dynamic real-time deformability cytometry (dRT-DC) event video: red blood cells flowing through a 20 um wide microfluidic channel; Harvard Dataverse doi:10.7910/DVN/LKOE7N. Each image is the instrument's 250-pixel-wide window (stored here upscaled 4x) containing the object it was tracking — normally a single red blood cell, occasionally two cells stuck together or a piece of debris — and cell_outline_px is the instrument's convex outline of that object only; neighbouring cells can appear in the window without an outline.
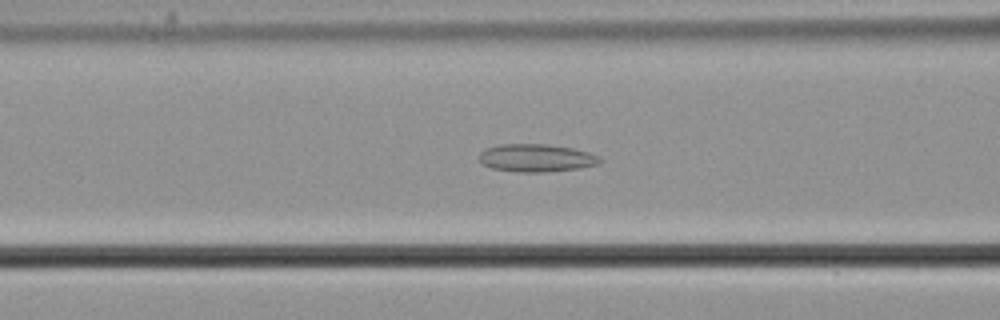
{"species": "common noctule bat (a hibernating species)", "species_latin": "Nyctalus noctula", "temperature_condition": "cold", "stored_images_in_passage": 57, "camera_frame_rate_fps": 3000, "um_per_image_px": 0.085, "animal": {"sex": "male", "body_mass_g": 21.5, "forearm_length_mm": 52.0}, "frame": {"image": 1, "passage_image": 24, "time_ms": 7.667, "image_size_px": [1000, 320], "cell_outline_px": [[604, 160], [596, 164], [580, 168], [544, 172], [516, 172], [492, 168], [484, 164], [480, 160], [480, 152], [484, 148], [500, 144], [548, 144], [572, 148], [588, 152], [600, 156]], "centroid_in_image_um": [45.59, 13.42], "position_along_channel_um": 121.0, "area_um2": 19.59}}
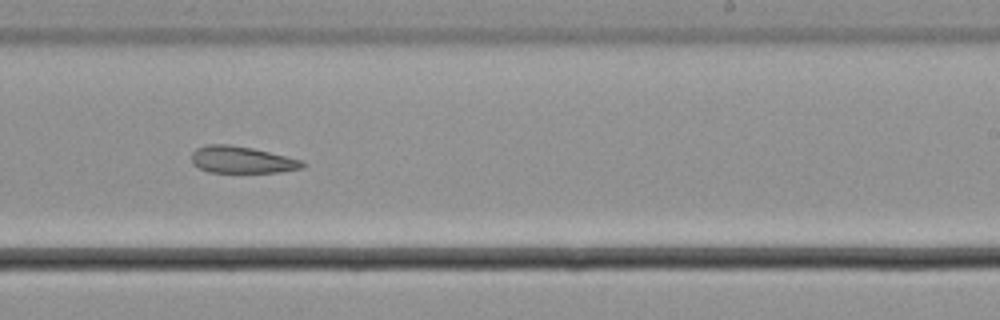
{"frame": {"image": 2, "passage_image": 36, "time_ms": 11.667, "image_size_px": [1000, 320], "cell_outline_px": [[304, 168], [280, 172], [208, 172], [196, 168], [192, 164], [192, 152], [196, 148], [208, 144], [228, 144], [252, 148], [304, 160]], "centroid_in_image_um": [20.54, 13.58], "position_along_channel_um": 268.5, "area_um2": 17.51}}
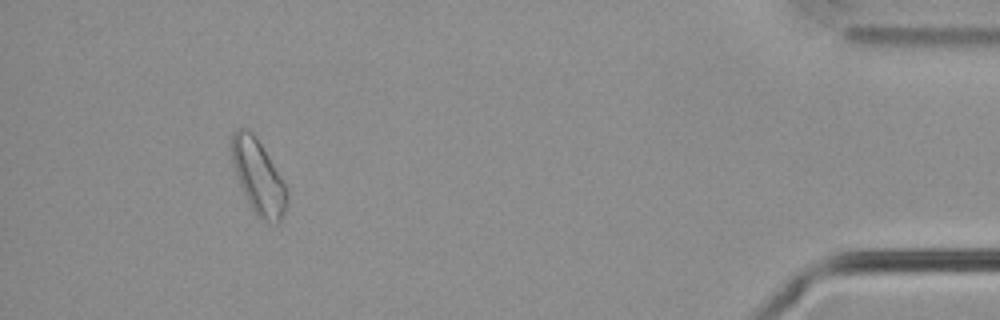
{"frame": {"image": 3, "passage_image": 53, "time_ms": 17.333, "image_size_px": [1000, 320], "cell_outline_px": [[288, 204], [280, 220], [276, 224], [260, 220], [256, 216], [240, 184], [232, 160], [232, 132], [236, 128], [248, 128], [252, 132], [260, 144], [284, 184], [288, 192]], "centroid_in_image_um": [21.96, 15.06], "position_along_channel_um": 413.2, "area_um2": 23.24}, "authors_computed_cell_mechanics": {"area_um2": 21.7328, "velocity_mm_per_s": 3.6888, "shape_relaxation_time_tau1_ms": null, "shape_relaxation_time_tau2_ms": 3.5915, "deformation_change_tau1": null, "deformation_change_tau2": 0.1149}}